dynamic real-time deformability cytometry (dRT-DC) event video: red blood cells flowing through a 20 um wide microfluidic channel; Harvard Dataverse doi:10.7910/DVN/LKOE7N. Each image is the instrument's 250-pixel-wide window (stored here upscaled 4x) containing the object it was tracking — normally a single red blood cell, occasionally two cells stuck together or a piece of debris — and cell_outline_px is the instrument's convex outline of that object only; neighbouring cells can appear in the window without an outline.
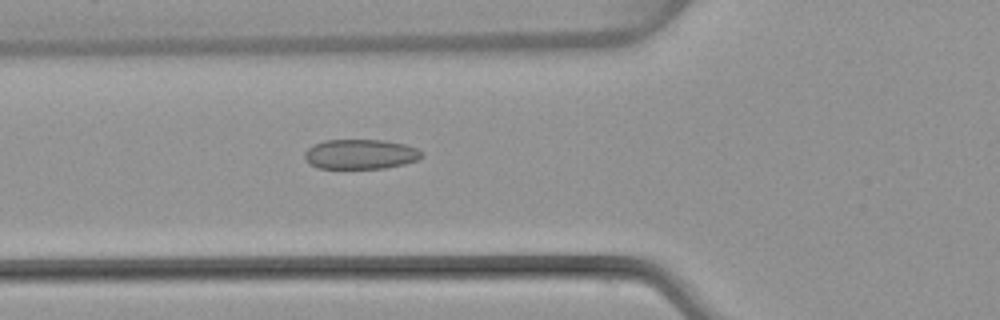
{"species": "common noctule bat (a hibernating species)", "species_latin": "Nyctalus noctula", "temperature_condition": "warm", "stored_images_in_passage": 38, "camera_frame_rate_fps": 3000, "um_per_image_px": 0.085, "animal": {"sex": "female", "body_mass_g": 22.7, "forearm_length_mm": 54.2}, "frame": {"image": 1, "passage_image": 6, "time_ms": 1.667, "image_size_px": [1000, 320], "cell_outline_px": [[424, 156], [416, 160], [404, 164], [384, 168], [316, 168], [304, 156], [304, 152], [312, 144], [324, 140], [384, 140], [404, 144], [416, 148], [424, 152]], "centroid_in_image_um": [30.65, 13.1], "position_along_channel_um": 95.1, "area_um2": 20.35}}
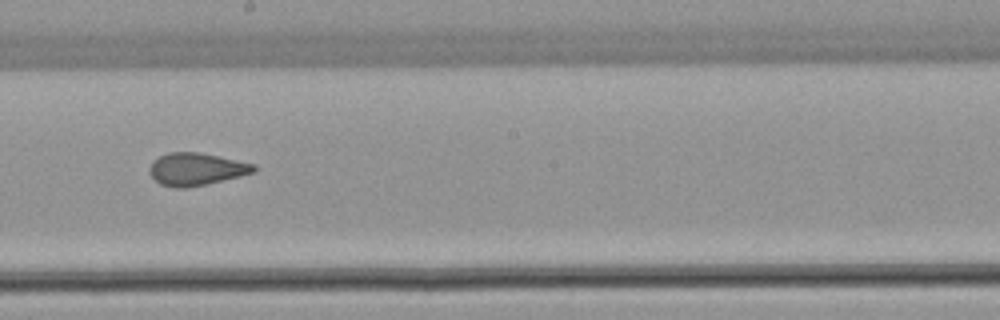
{"frame": {"image": 2, "passage_image": 16, "time_ms": 5.0, "image_size_px": [1000, 320], "cell_outline_px": [[256, 172], [240, 176], [204, 184], [184, 188], [176, 188], [160, 184], [148, 172], [148, 168], [152, 160], [168, 152], [200, 152], [256, 164]], "centroid_in_image_um": [16.66, 14.36], "position_along_channel_um": 231.5, "area_um2": 19.77}}
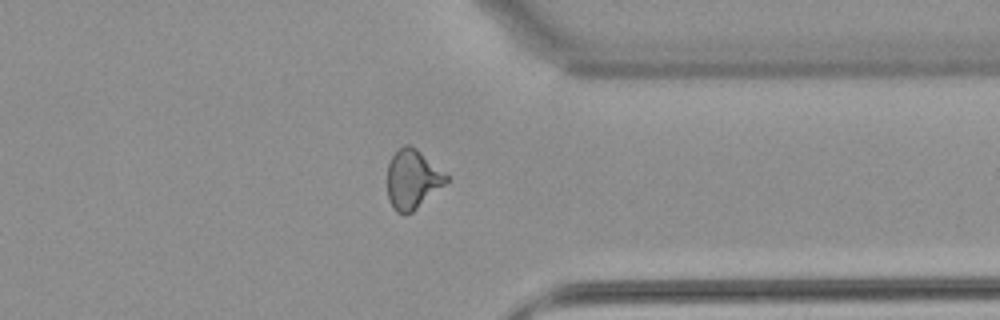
{"frame": {"image": 3, "passage_image": 27, "time_ms": 8.667, "image_size_px": [1000, 320], "cell_outline_px": [[448, 180], [444, 184], [412, 212], [404, 216], [396, 212], [392, 208], [388, 200], [388, 164], [392, 156], [404, 144], [408, 144], [416, 148], [448, 176]], "centroid_in_image_um": [35.02, 15.26], "position_along_channel_um": 376.4, "area_um2": 20.06}, "authors_computed_cell_mechanics": {"area_um2": 19.9121, "velocity_mm_per_s": 4.0817, "shape_relaxation_time_tau1_ms": null, "shape_relaxation_time_tau2_ms": 1.1131, "deformation_change_tau1": null, "deformation_change_tau2": 0.0716}}